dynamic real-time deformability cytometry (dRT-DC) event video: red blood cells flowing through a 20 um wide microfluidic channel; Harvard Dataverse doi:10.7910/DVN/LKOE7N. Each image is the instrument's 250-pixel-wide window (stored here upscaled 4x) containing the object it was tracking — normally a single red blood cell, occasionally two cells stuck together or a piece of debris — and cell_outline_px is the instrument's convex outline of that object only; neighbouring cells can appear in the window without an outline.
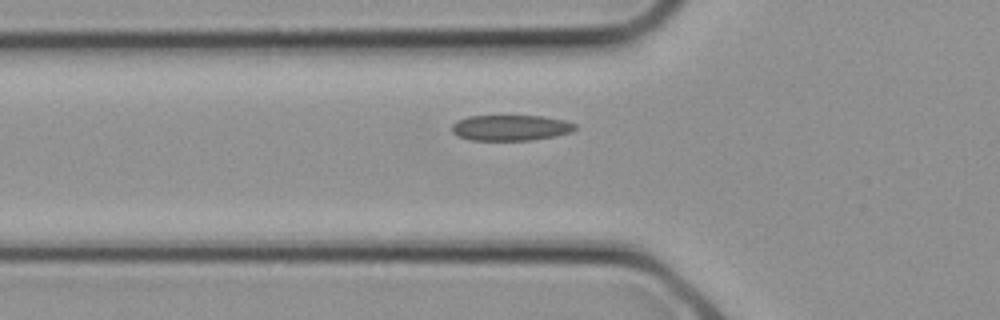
{"species": "common noctule bat (a hibernating species)", "species_latin": "Nyctalus noctula", "temperature_condition": "cold", "stored_images_in_passage": 5, "camera_frame_rate_fps": 3000, "um_per_image_px": 0.085, "animal": {"sex": "female", "body_mass_g": 21.9}, "frame": {"image": 1, "passage_image": 5, "time_ms": 1.333, "image_size_px": [1000, 320], "cell_outline_px": [[576, 128], [572, 132], [556, 136], [532, 140], [468, 140], [456, 136], [452, 132], [452, 124], [456, 120], [468, 116], [544, 116], [564, 120], [576, 124]], "centroid_in_image_um": [43.39, 10.86], "position_along_channel_um": 82.4, "area_um2": 18.67}}